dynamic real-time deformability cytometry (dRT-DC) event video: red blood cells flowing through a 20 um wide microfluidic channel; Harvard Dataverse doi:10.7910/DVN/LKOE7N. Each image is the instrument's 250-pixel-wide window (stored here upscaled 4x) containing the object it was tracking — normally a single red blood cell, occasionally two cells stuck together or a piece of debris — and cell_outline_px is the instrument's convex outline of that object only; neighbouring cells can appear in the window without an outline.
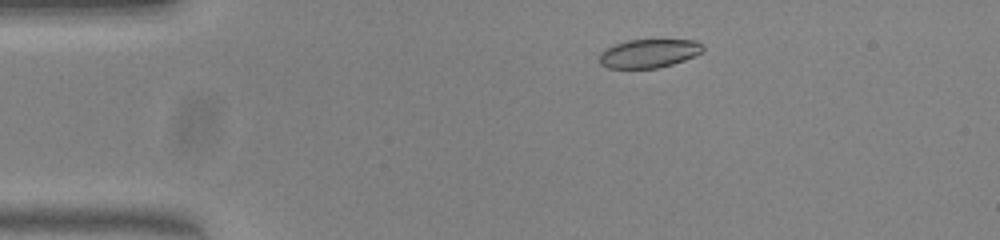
{"species": "common noctule bat (a hibernating species)", "species_latin": "Nyctalus noctula", "temperature_condition": "warm", "stored_images_in_passage": 48, "camera_frame_rate_fps": 3000, "um_per_image_px": 0.085, "animal": {"sex": "female", "body_mass_g": 23.0, "forearm_length_mm": 53.4}, "frame": {"image": 1, "passage_image": 6, "time_ms": 1.667, "image_size_px": [1000, 240], "cell_outline_px": [[704, 48], [700, 52], [684, 60], [672, 64], [656, 68], [608, 68], [600, 64], [600, 52], [616, 44], [628, 40], [696, 40], [704, 44]], "centroid_in_image_um": [55.16, 4.54], "position_along_channel_um": 29.8, "area_um2": 17.05}}
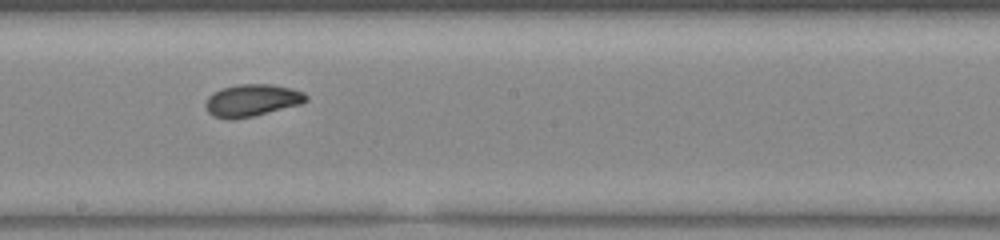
{"frame": {"image": 2, "passage_image": 25, "time_ms": 8.0, "image_size_px": [1000, 240], "cell_outline_px": [[308, 100], [300, 104], [252, 116], [232, 120], [228, 120], [212, 116], [208, 112], [204, 104], [208, 96], [212, 92], [220, 88], [240, 84], [272, 84], [292, 88], [304, 92], [308, 96]], "centroid_in_image_um": [21.38, 8.52], "position_along_channel_um": 226.8, "area_um2": 19.02}}
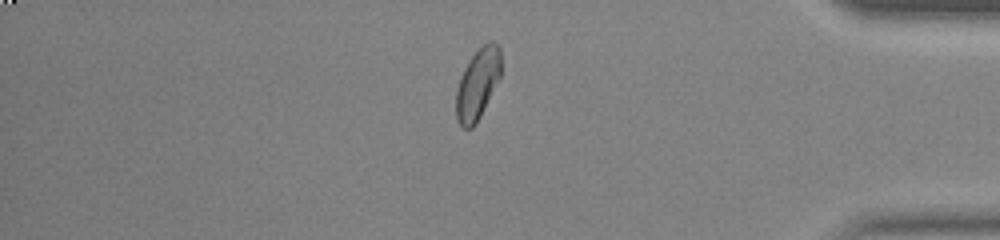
{"frame": {"image": 3, "passage_image": 40, "time_ms": 13.0, "image_size_px": [1000, 240], "cell_outline_px": [[500, 76], [476, 124], [472, 128], [464, 128], [456, 120], [456, 88], [460, 76], [464, 68], [472, 56], [488, 40], [492, 40], [500, 44]], "centroid_in_image_um": [40.59, 7.12], "position_along_channel_um": 394.6, "area_um2": 18.38}, "authors_computed_cell_mechanics": {"area_um2": 18.5538, "velocity_mm_per_s": 3.9747, "shape_relaxation_time_tau1_ms": 5.3302, "shape_relaxation_time_tau2_ms": 4.0429, "deformation_change_tau1": 0.1486, "deformation_change_tau2": 0.0835}}